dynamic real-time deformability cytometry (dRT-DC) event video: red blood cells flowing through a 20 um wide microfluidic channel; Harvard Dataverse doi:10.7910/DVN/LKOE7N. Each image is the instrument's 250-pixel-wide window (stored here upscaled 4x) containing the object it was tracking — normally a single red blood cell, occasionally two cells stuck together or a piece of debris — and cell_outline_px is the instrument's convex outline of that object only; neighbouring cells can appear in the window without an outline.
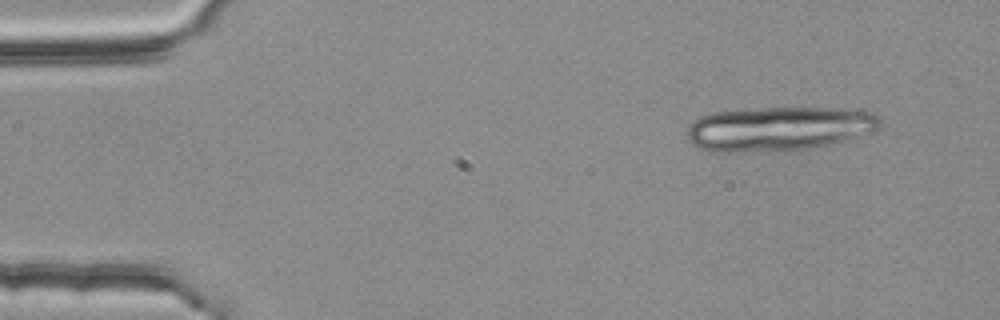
{"species": "common noctule bat (a hibernating species)", "species_latin": "Nyctalus noctula", "temperature_condition": "room temperature", "stored_images_in_passage": 4, "segment_of_instrument_passage": [1, 2], "camera_frame_rate_fps": 3000, "um_per_image_px": 0.085, "animal": {"sex": "female", "body_mass_g": 25.1}, "frame": {"image": 1, "passage_image": 1, "time_ms": 0.0, "image_size_px": [1000, 320], "cell_outline_px": [[880, 128], [872, 132], [832, 144], [808, 148], [776, 152], [712, 152], [700, 148], [692, 144], [688, 140], [688, 124], [700, 116], [712, 112], [764, 108], [832, 108], [872, 112], [880, 116]], "centroid_in_image_um": [66.17, 10.95], "position_along_channel_um": 18.8, "area_um2": 50.17}}